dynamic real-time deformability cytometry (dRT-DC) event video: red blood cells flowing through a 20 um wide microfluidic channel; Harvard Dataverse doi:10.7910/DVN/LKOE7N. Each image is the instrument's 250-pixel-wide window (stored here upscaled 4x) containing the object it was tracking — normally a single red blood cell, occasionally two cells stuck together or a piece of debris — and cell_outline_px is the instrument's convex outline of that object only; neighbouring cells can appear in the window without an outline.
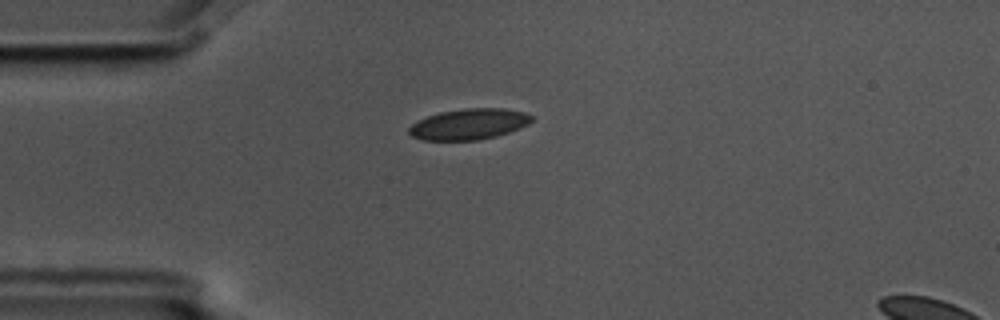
{"species": "common noctule bat (a hibernating species)", "species_latin": "Nyctalus noctula", "temperature_condition": "cold", "stored_images_in_passage": 10, "camera_frame_rate_fps": 3000, "um_per_image_px": 0.085, "animal": {"sex": "male", "body_mass_g": 17.5, "forearm_length_mm": 52.3}, "frame": {"image": 1, "passage_image": 1, "time_ms": 0.0, "image_size_px": [1000, 320], "cell_outline_px": [[532, 120], [528, 124], [520, 128], [496, 136], [476, 140], [424, 140], [412, 136], [408, 132], [408, 128], [412, 124], [428, 116], [440, 112], [464, 108], [504, 108], [524, 112], [532, 116]], "centroid_in_image_um": [39.87, 10.55], "position_along_channel_um": 45.1, "area_um2": 21.91}}
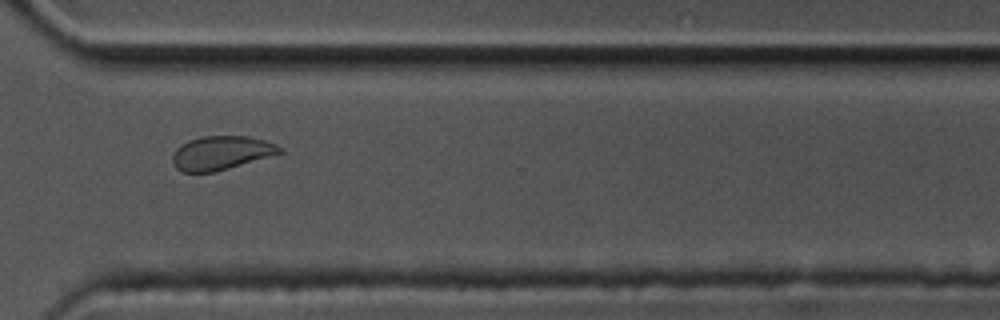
{"frame": {"image": 2, "passage_image": 9, "time_ms": 2.667, "image_size_px": [1000, 320], "cell_outline_px": [[284, 152], [216, 172], [180, 172], [172, 164], [172, 156], [176, 148], [188, 140], [200, 136], [248, 136], [264, 140], [276, 144], [284, 148]], "centroid_in_image_um": [18.79, 13.0], "position_along_channel_um": 351.8, "area_um2": 21.33}}
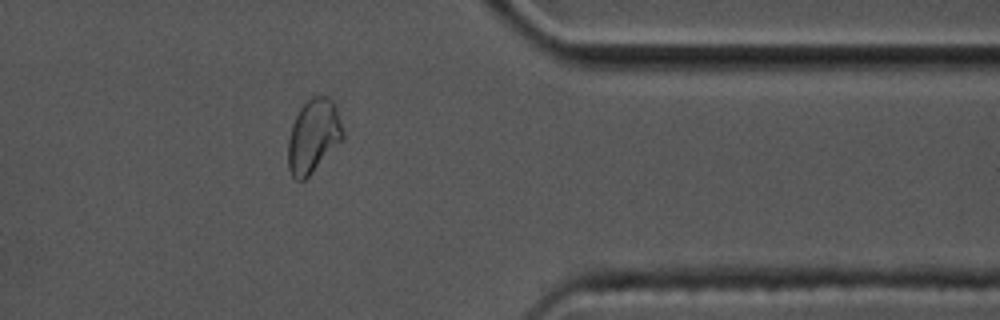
{"frame": {"image": 3, "passage_image": 10, "time_ms": 3.0, "image_size_px": [1000, 320], "cell_outline_px": [[344, 140], [304, 180], [296, 180], [292, 176], [288, 168], [288, 140], [292, 124], [300, 108], [312, 96], [328, 96], [336, 104], [344, 132]], "centroid_in_image_um": [26.66, 11.55], "position_along_channel_um": 384.7, "area_um2": 23.7}}